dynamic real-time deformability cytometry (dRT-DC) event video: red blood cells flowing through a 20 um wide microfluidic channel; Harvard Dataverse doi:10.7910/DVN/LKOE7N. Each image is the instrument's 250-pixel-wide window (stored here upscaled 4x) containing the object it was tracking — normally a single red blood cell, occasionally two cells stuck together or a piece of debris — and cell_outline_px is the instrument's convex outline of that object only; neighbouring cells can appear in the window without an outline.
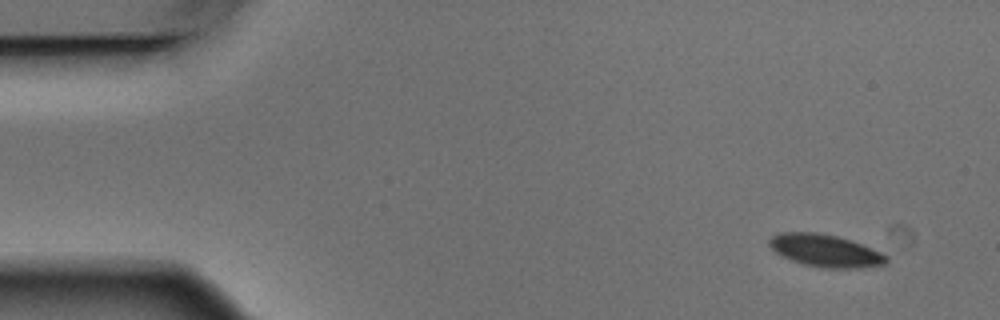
{"species": "Egyptian fruit bat (a non-hibernating species)", "species_latin": "Rousettus aegyptiacus", "temperature_condition": "warm", "stored_images_in_passage": 5, "camera_frame_rate_fps": 3000, "um_per_image_px": 0.085, "animal": {"sex": "male"}, "frame": {"image": 1, "passage_image": 1, "time_ms": 0.0, "image_size_px": [1000, 320], "cell_outline_px": [[888, 264], [860, 268], [820, 268], [804, 264], [792, 260], [776, 252], [768, 244], [768, 240], [772, 236], [780, 232], [816, 232], [836, 236], [860, 244], [880, 252], [888, 256]], "centroid_in_image_um": [70.16, 21.31], "position_along_channel_um": 14.8, "area_um2": 21.96}}
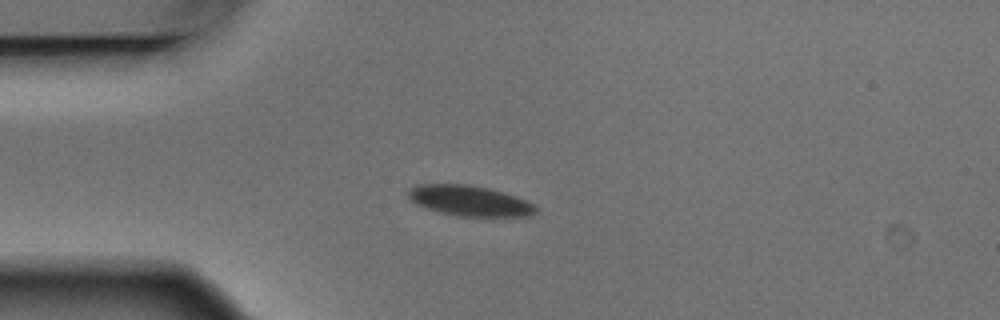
{"frame": {"image": 2, "passage_image": 4, "time_ms": 1.0, "image_size_px": [1000, 320], "cell_outline_px": [[536, 212], [532, 216], [456, 216], [424, 208], [416, 204], [408, 196], [408, 188], [416, 184], [468, 184], [488, 188], [504, 192], [516, 196], [536, 204]], "centroid_in_image_um": [39.91, 17.06], "position_along_channel_um": 45.1, "area_um2": 22.83}}
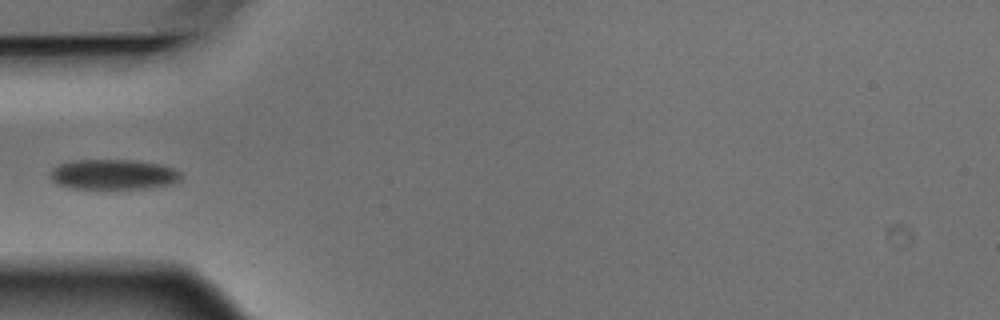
{"frame": {"image": 3, "passage_image": 5, "time_ms": 1.333, "image_size_px": [1000, 320], "cell_outline_px": [[180, 180], [168, 184], [148, 188], [72, 188], [60, 184], [52, 180], [48, 176], [52, 168], [60, 164], [72, 160], [140, 160], [160, 164], [172, 168], [180, 172]], "centroid_in_image_um": [9.61, 14.81], "position_along_channel_um": 75.4, "area_um2": 22.83}}